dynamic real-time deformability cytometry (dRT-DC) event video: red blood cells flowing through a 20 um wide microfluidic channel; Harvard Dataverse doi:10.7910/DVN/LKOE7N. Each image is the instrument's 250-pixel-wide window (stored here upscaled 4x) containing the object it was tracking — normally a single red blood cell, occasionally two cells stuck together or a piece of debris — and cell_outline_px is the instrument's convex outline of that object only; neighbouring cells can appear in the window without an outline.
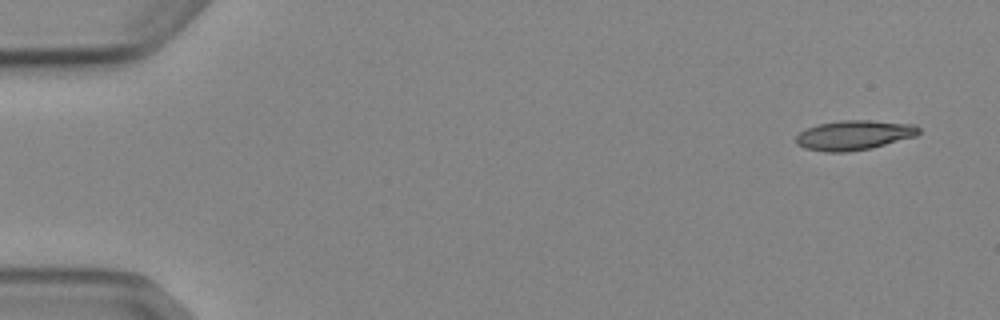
{"species": "Egyptian fruit bat (a non-hibernating species)", "species_latin": "Rousettus aegyptiacus", "temperature_condition": "cold", "stored_images_in_passage": 6, "camera_frame_rate_fps": 3000, "um_per_image_px": 0.085, "animal": {"sex": "female"}, "frame": {"image": 1, "passage_image": 1, "time_ms": 0.0, "image_size_px": [1000, 320], "cell_outline_px": [[920, 132], [916, 136], [868, 148], [848, 152], [824, 152], [804, 148], [796, 144], [796, 136], [800, 132], [816, 124], [840, 120], [872, 120], [916, 124], [920, 128]], "centroid_in_image_um": [72.58, 11.47], "position_along_channel_um": 12.4, "area_um2": 21.27}}
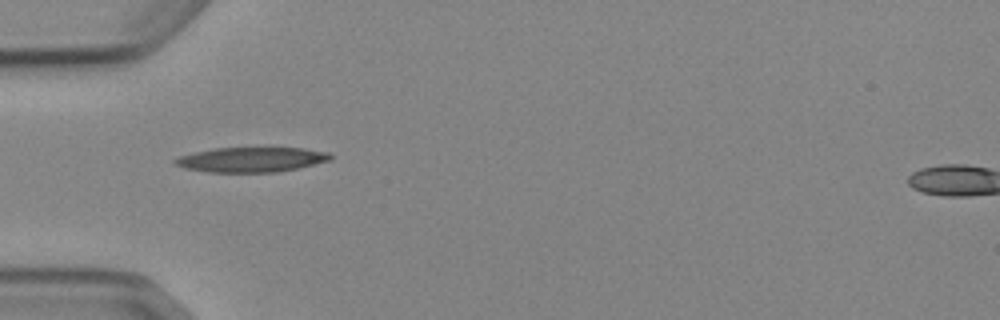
{"frame": {"image": 2, "passage_image": 5, "time_ms": 4.667, "image_size_px": [1000, 320], "cell_outline_px": [[332, 160], [300, 168], [276, 172], [208, 172], [184, 168], [172, 164], [172, 160], [180, 156], [196, 152], [216, 148], [304, 148], [328, 152], [332, 156]], "centroid_in_image_um": [21.38, 13.57], "position_along_channel_um": 63.6, "area_um2": 22.6}}
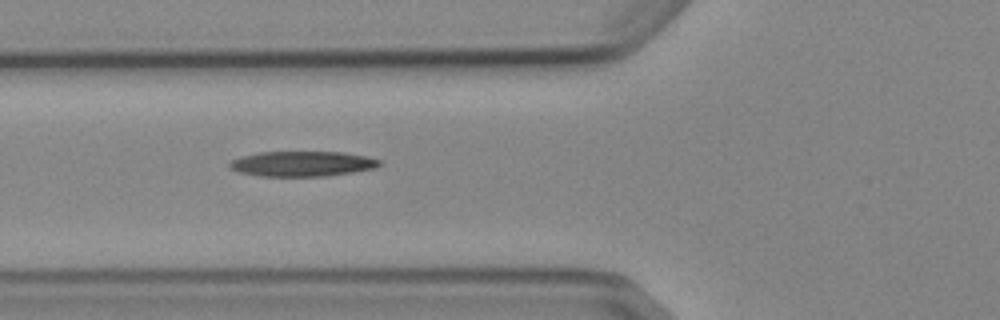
{"frame": {"image": 3, "passage_image": 6, "time_ms": 5.667, "image_size_px": [1000, 320], "cell_outline_px": [[380, 164], [372, 168], [352, 172], [324, 176], [260, 176], [240, 172], [232, 168], [228, 164], [232, 160], [240, 156], [260, 152], [344, 152], [368, 156], [380, 160]], "centroid_in_image_um": [25.68, 13.91], "position_along_channel_um": 100.1, "area_um2": 21.79}}